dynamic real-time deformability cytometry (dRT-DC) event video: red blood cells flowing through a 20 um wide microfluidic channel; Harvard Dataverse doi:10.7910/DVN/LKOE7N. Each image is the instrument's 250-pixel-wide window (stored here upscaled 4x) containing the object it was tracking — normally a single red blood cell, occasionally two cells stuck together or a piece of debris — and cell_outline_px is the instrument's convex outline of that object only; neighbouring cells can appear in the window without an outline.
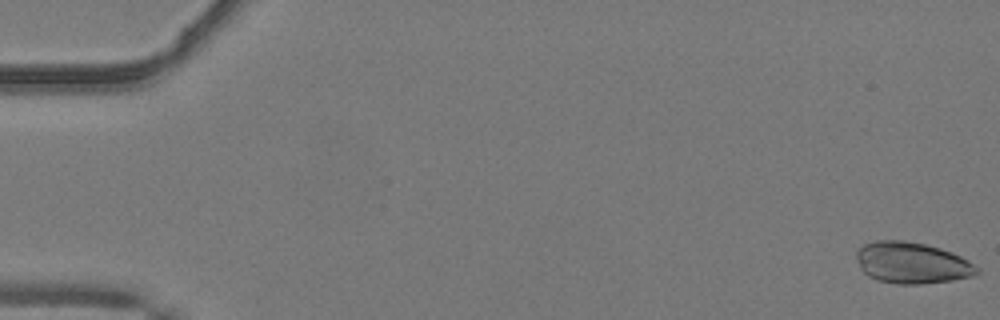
{"species": "common noctule bat (a hibernating species)", "species_latin": "Nyctalus noctula", "temperature_condition": "warm", "stored_images_in_passage": 16, "camera_frame_rate_fps": 3000, "um_per_image_px": 0.085, "animal": {"sex": "male", "body_mass_g": 19.2, "forearm_length_mm": 51.8}, "frame": {"image": 1, "passage_image": 1, "time_ms": 0.0, "image_size_px": [1000, 320], "cell_outline_px": [[980, 272], [972, 276], [952, 280], [920, 284], [896, 284], [876, 280], [868, 276], [860, 268], [856, 256], [856, 252], [864, 244], [876, 240], [904, 240], [924, 244], [940, 248], [952, 252], [968, 260], [980, 268]], "centroid_in_image_um": [77.52, 22.34], "position_along_channel_um": 7.5, "area_um2": 29.13}}
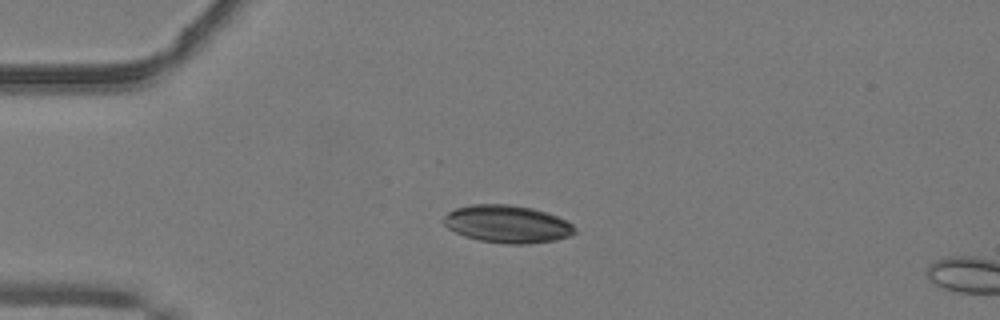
{"frame": {"image": 2, "passage_image": 13, "time_ms": 4.0, "image_size_px": [1000, 320], "cell_outline_px": [[576, 232], [572, 236], [556, 240], [528, 244], [504, 244], [480, 240], [464, 236], [448, 228], [444, 224], [444, 216], [448, 212], [456, 208], [468, 204], [508, 204], [532, 208], [556, 216], [572, 224], [576, 228]], "centroid_in_image_um": [43.12, 19.05], "position_along_channel_um": 41.9, "area_um2": 28.78}}